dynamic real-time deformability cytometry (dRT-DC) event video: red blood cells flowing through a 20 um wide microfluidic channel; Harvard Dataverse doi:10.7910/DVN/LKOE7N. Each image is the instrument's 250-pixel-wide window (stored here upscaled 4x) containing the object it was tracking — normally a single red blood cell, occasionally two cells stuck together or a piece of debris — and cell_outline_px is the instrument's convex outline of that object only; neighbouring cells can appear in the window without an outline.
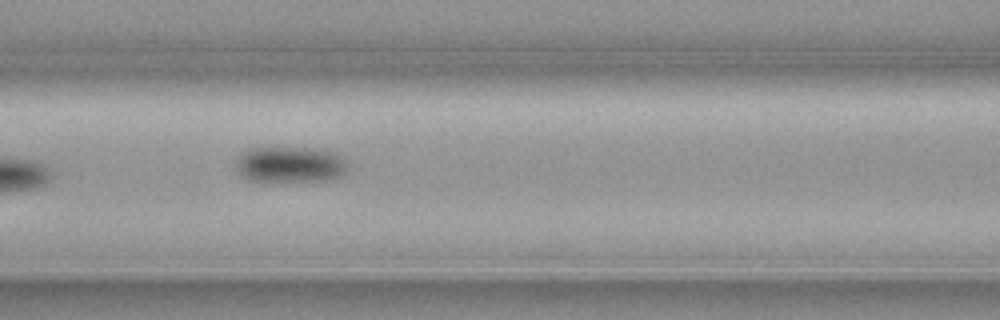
{"species": "common noctule bat (a hibernating species)", "species_latin": "Nyctalus noctula", "temperature_condition": "cold", "stored_images_in_passage": 4, "camera_frame_rate_fps": 3000, "um_per_image_px": 0.085, "animal": {"sex": "female", "body_mass_g": 19.3, "forearm_length_mm": 54.1}, "frame": {"image": 1, "passage_image": 3, "time_ms": 0.667, "image_size_px": [1000, 320], "cell_outline_px": [[348, 168], [340, 176], [332, 180], [248, 180], [240, 176], [232, 164], [232, 160], [240, 152], [248, 148], [308, 148], [336, 152], [348, 164]], "centroid_in_image_um": [24.56, 13.97], "position_along_channel_um": 142.0, "area_um2": 23.7}}